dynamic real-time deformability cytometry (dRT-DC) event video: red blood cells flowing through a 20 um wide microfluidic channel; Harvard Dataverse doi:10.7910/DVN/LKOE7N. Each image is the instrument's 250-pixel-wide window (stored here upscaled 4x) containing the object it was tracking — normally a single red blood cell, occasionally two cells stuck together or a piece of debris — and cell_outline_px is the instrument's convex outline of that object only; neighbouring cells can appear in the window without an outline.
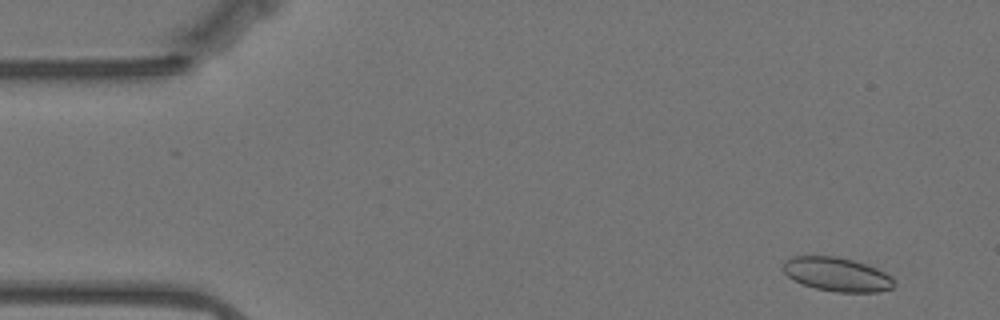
{"species": "Egyptian fruit bat (a non-hibernating species)", "species_latin": "Rousettus aegyptiacus", "temperature_condition": "warm", "stored_images_in_passage": 59, "camera_frame_rate_fps": 3000, "um_per_image_px": 0.085, "animal": {"sex": "female"}, "frame": {"image": 1, "passage_image": 4, "time_ms": 1.0, "image_size_px": [1000, 320], "cell_outline_px": [[896, 284], [892, 288], [880, 292], [836, 292], [816, 288], [792, 280], [780, 268], [784, 260], [792, 256], [836, 256], [852, 260], [876, 268], [892, 276]], "centroid_in_image_um": [71.12, 23.32], "position_along_channel_um": 13.9, "area_um2": 22.08}}
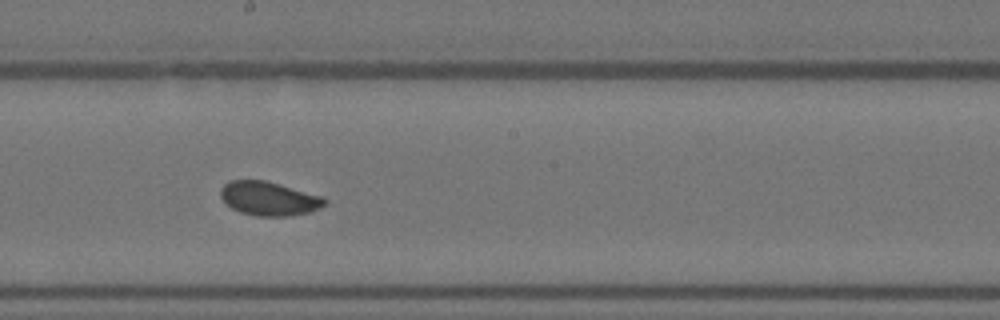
{"frame": {"image": 2, "passage_image": 31, "time_ms": 10.0, "image_size_px": [1000, 320], "cell_outline_px": [[328, 204], [320, 208], [308, 212], [288, 216], [256, 216], [240, 212], [232, 208], [220, 196], [220, 188], [224, 184], [232, 180], [264, 180], [320, 196], [328, 200]], "centroid_in_image_um": [22.85, 16.88], "position_along_channel_um": 225.3, "area_um2": 20.35}}
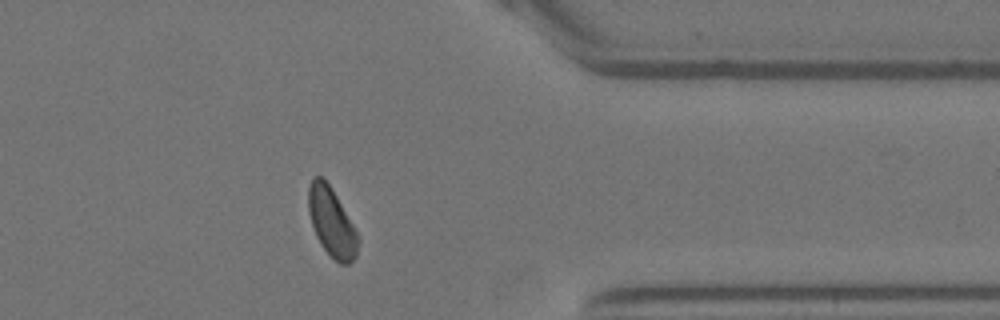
{"frame": {"image": 3, "passage_image": 46, "time_ms": 15.0, "image_size_px": [1000, 320], "cell_outline_px": [[360, 240], [356, 256], [348, 264], [340, 264], [320, 244], [316, 236], [308, 212], [308, 184], [312, 176], [320, 176], [332, 188], [360, 236]], "centroid_in_image_um": [28.19, 18.87], "position_along_channel_um": 383.2, "area_um2": 20.0}, "authors_computed_cell_mechanics": {"area_um2": 20.8658, "velocity_mm_per_s": 3.4683, "shape_relaxation_time_tau1_ms": 6.406, "shape_relaxation_time_tau2_ms": null, "deformation_change_tau1": 0.0915, "deformation_change_tau2": null}}